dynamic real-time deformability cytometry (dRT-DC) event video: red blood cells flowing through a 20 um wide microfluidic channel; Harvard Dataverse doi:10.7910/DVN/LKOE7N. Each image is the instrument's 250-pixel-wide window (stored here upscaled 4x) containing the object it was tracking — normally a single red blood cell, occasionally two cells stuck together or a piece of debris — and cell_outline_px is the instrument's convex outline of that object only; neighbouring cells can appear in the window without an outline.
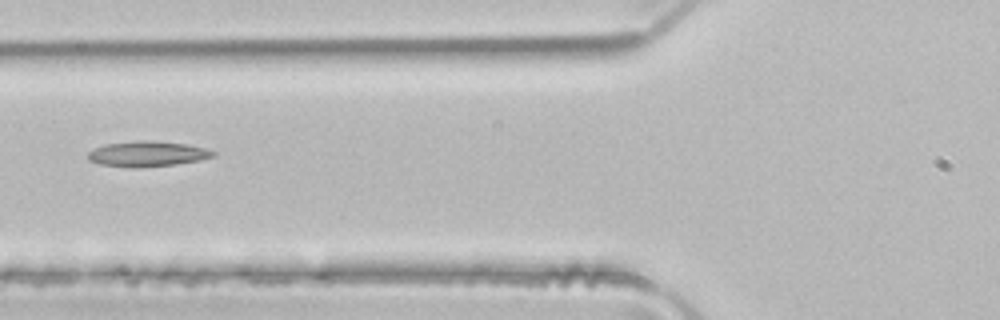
{"species": "common noctule bat (a hibernating species)", "species_latin": "Nyctalus noctula", "temperature_condition": "room temperature", "stored_images_in_passage": 3, "camera_frame_rate_fps": 3000, "um_per_image_px": 0.085, "animal": {"sex": "male", "body_mass_g": 21.5, "forearm_length_mm": 52.0}, "frame": {"image": 1, "passage_image": 3, "time_ms": 0.667, "image_size_px": [1000, 320], "cell_outline_px": [[216, 156], [200, 160], [176, 164], [100, 164], [88, 160], [88, 152], [92, 148], [104, 144], [136, 140], [152, 140], [184, 144], [204, 148], [216, 152]], "centroid_in_image_um": [12.55, 13.01], "position_along_channel_um": 113.3, "area_um2": 17.51}}